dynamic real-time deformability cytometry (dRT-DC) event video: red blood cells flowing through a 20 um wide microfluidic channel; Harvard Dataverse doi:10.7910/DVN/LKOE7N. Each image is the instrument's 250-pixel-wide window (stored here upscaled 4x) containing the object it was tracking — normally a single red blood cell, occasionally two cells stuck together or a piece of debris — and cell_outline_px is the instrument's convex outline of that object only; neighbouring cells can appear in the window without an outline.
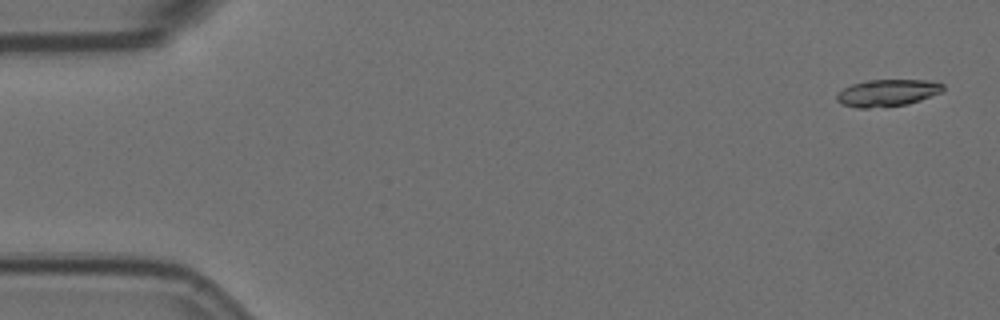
{"species": "Egyptian fruit bat (a non-hibernating species)", "species_latin": "Rousettus aegyptiacus", "temperature_condition": "room temperature", "stored_images_in_passage": 6, "segment_of_instrument_passage": [1, 2], "camera_frame_rate_fps": 3000, "um_per_image_px": 0.085, "animal": {"sex": "female"}, "frame": {"image": 1, "passage_image": 1, "time_ms": 0.0, "image_size_px": [1000, 320], "cell_outline_px": [[944, 92], [908, 104], [868, 108], [856, 108], [840, 104], [836, 100], [836, 92], [852, 84], [868, 80], [932, 80], [944, 84]], "centroid_in_image_um": [75.43, 7.89], "position_along_channel_um": 9.6, "area_um2": 16.94}}